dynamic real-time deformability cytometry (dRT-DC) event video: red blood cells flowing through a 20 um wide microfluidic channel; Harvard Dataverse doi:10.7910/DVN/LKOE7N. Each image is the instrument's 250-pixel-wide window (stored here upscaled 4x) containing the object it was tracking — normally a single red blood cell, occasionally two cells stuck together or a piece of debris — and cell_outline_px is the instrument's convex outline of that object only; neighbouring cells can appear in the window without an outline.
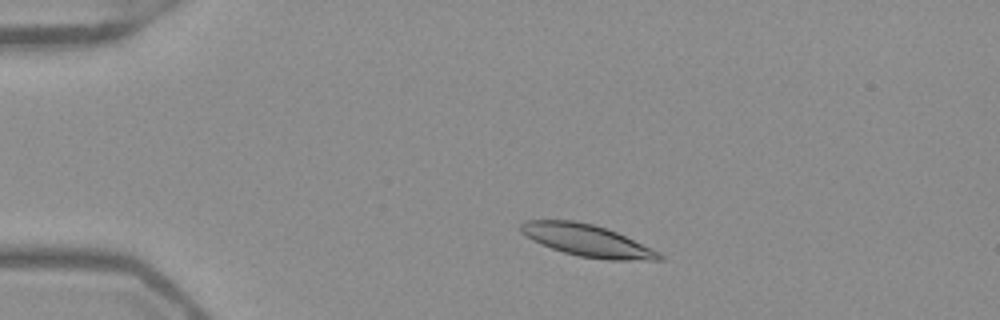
{"species": "Egyptian fruit bat (a non-hibernating species)", "species_latin": "Rousettus aegyptiacus", "temperature_condition": "warm", "stored_images_in_passage": 48, "camera_frame_rate_fps": 3000, "um_per_image_px": 0.085, "frame": {"image": 1, "passage_image": 7, "time_ms": 2.0, "image_size_px": [1000, 320], "cell_outline_px": [[664, 260], [608, 260], [580, 256], [564, 252], [552, 248], [532, 240], [520, 232], [520, 224], [528, 220], [572, 220], [592, 224], [616, 232], [652, 248], [660, 252], [664, 256]], "centroid_in_image_um": [49.92, 20.45], "position_along_channel_um": 35.1, "area_um2": 25.55}}
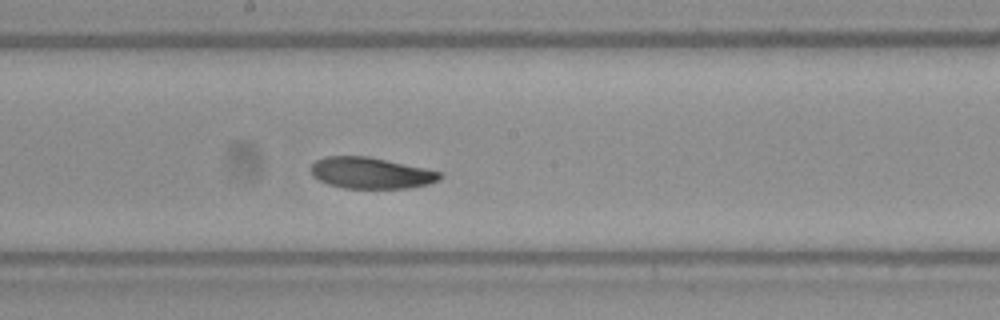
{"frame": {"image": 2, "passage_image": 25, "time_ms": 8.0, "image_size_px": [1000, 320], "cell_outline_px": [[444, 176], [440, 180], [428, 184], [408, 188], [344, 188], [328, 184], [312, 176], [312, 164], [316, 160], [324, 156], [368, 156], [444, 172]], "centroid_in_image_um": [31.57, 14.7], "position_along_channel_um": 216.6, "area_um2": 23.58}}
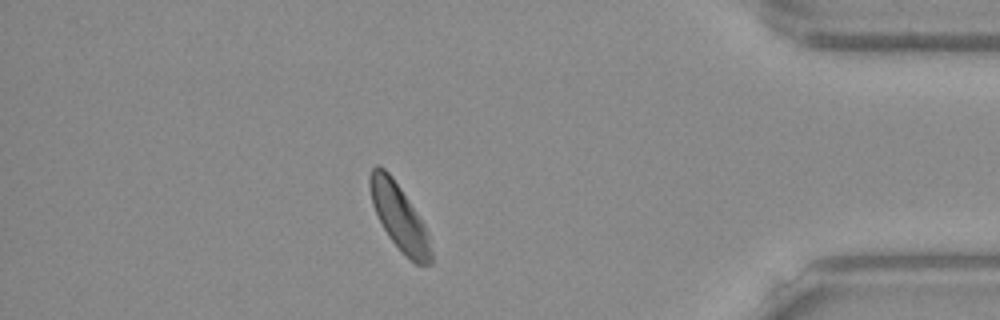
{"frame": {"image": 3, "passage_image": 42, "time_ms": 13.667, "image_size_px": [1000, 320], "cell_outline_px": [[432, 264], [416, 264], [388, 236], [372, 204], [368, 184], [368, 176], [372, 168], [376, 164], [380, 164], [392, 176], [424, 224], [428, 232], [432, 252]], "centroid_in_image_um": [33.92, 18.4], "position_along_channel_um": 401.3, "area_um2": 23.06}, "authors_computed_cell_mechanics": {"area_um2": 24.2471, "velocity_mm_per_s": 3.8797, "shape_relaxation_time_tau1_ms": null, "shape_relaxation_time_tau2_ms": 3.273, "deformation_change_tau1": null, "deformation_change_tau2": 0.0818}}